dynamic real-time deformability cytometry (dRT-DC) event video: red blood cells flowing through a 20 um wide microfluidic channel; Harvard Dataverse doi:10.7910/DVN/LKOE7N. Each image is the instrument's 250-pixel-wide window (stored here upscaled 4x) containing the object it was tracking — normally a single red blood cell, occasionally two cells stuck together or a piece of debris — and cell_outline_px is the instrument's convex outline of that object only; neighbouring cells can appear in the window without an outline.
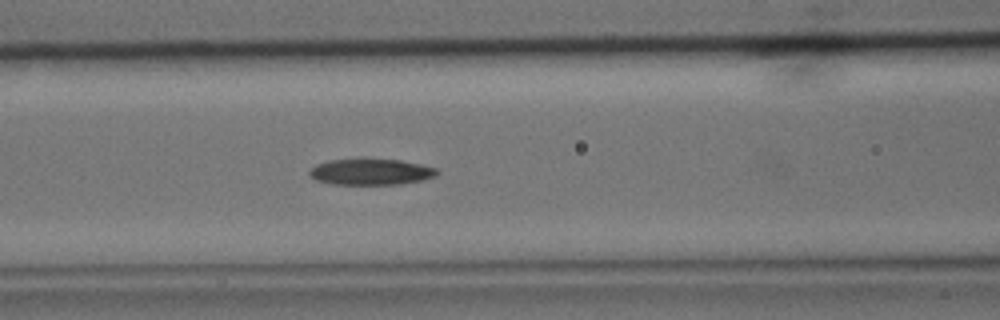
{"species": "common noctule bat (a hibernating species)", "species_latin": "Nyctalus noctula", "temperature_condition": "cold", "stored_images_in_passage": 34, "camera_frame_rate_fps": 3000, "um_per_image_px": 0.085, "animal": {"sex": "male", "body_mass_g": 15.6}, "frame": {"image": 1, "passage_image": 7, "time_ms": 2.0, "image_size_px": [1000, 320], "cell_outline_px": [[440, 172], [436, 176], [420, 180], [400, 184], [332, 184], [316, 180], [308, 172], [316, 164], [328, 160], [360, 156], [364, 156], [400, 160], [420, 164], [436, 168]], "centroid_in_image_um": [31.5, 14.56], "position_along_channel_um": 135.1, "area_um2": 20.11}}
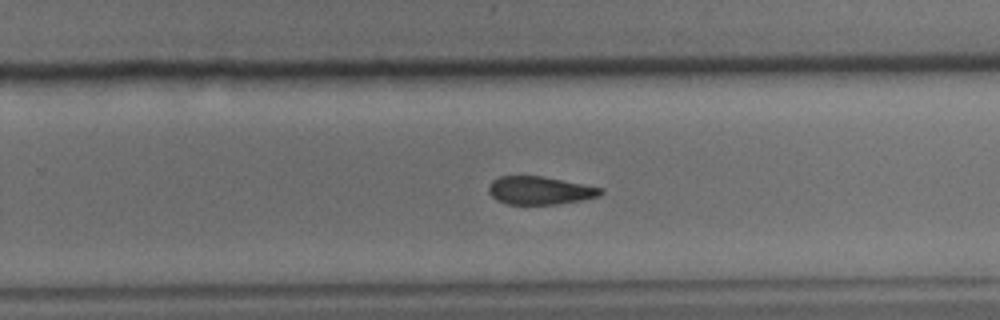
{"frame": {"image": 2, "passage_image": 19, "time_ms": 6.0, "image_size_px": [1000, 320], "cell_outline_px": [[604, 192], [600, 196], [560, 204], [508, 204], [496, 200], [488, 192], [488, 184], [492, 180], [500, 176], [540, 176], [604, 188]], "centroid_in_image_um": [45.87, 16.19], "position_along_channel_um": 283.9, "area_um2": 18.32}}
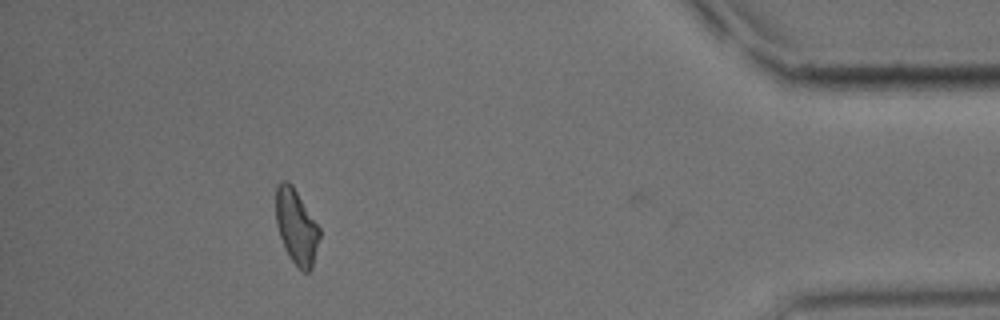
{"frame": {"image": 3, "passage_image": 33, "time_ms": 10.667, "image_size_px": [1000, 320], "cell_outline_px": [[320, 236], [312, 268], [308, 272], [304, 272], [288, 256], [284, 248], [276, 224], [276, 184], [280, 180], [288, 180], [292, 184], [320, 228]], "centroid_in_image_um": [25.18, 19.23], "position_along_channel_um": 410.0, "area_um2": 19.07}, "authors_computed_cell_mechanics": {"area_um2": 19.5942, "velocity_mm_per_s": 3.7231, "shape_relaxation_time_tau1_ms": 4.7571, "shape_relaxation_time_tau2_ms": 6.4266, "deformation_change_tau1": 0.1262, "deformation_change_tau2": 0.1589}}